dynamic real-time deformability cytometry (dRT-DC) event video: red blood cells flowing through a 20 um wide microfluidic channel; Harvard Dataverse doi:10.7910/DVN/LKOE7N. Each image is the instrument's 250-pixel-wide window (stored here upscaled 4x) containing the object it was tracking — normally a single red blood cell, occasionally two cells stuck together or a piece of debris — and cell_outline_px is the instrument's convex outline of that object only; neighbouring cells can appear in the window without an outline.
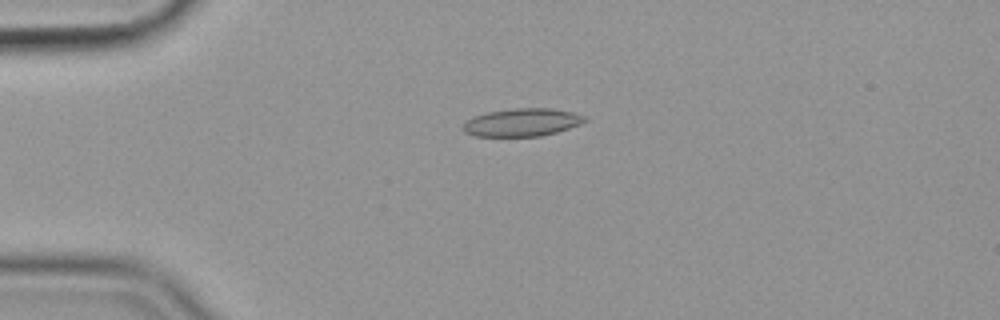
{"species": "common noctule bat (a hibernating species)", "species_latin": "Nyctalus noctula", "temperature_condition": "cold", "stored_images_in_passage": 44, "camera_frame_rate_fps": 3000, "um_per_image_px": 0.085, "animal": {"sex": "female", "body_mass_g": 19.9}, "frame": {"image": 1, "passage_image": 1, "time_ms": 0.0, "image_size_px": [1000, 320], "cell_outline_px": [[588, 120], [580, 124], [556, 132], [540, 136], [476, 136], [464, 132], [460, 128], [464, 120], [472, 116], [488, 112], [512, 108], [552, 108], [572, 112], [584, 116]], "centroid_in_image_um": [44.31, 10.39], "position_along_channel_um": 40.7, "area_um2": 19.94}}
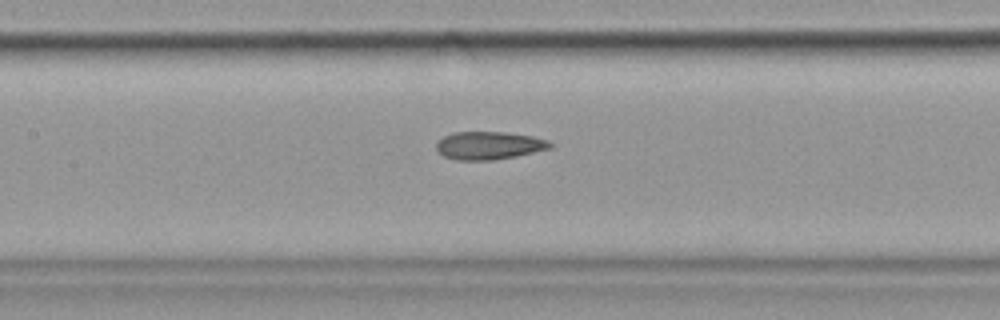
{"frame": {"image": 2, "passage_image": 14, "time_ms": 4.333, "image_size_px": [1000, 320], "cell_outline_px": [[552, 148], [516, 156], [492, 160], [456, 160], [444, 156], [436, 148], [436, 140], [452, 132], [504, 132], [532, 136], [548, 140], [552, 144]], "centroid_in_image_um": [41.55, 12.36], "position_along_channel_um": 165.9, "area_um2": 18.55}}
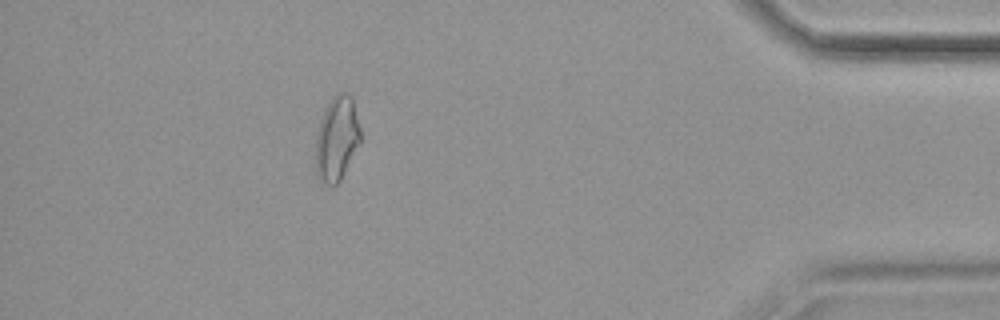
{"frame": {"image": 3, "passage_image": 38, "time_ms": 12.333, "image_size_px": [1000, 320], "cell_outline_px": [[360, 144], [340, 180], [336, 184], [328, 184], [320, 180], [316, 172], [316, 132], [324, 108], [332, 96], [336, 92], [344, 92], [352, 96], [360, 128]], "centroid_in_image_um": [28.63, 11.73], "position_along_channel_um": 406.6, "area_um2": 22.14}, "authors_computed_cell_mechanics": {"area_um2": 19.2185, "velocity_mm_per_s": 3.5763, "shape_relaxation_time_tau1_ms": 4.6522, "shape_relaxation_time_tau2_ms": 1.6236, "deformation_change_tau1": 0.1358, "deformation_change_tau2": 0.0906}}